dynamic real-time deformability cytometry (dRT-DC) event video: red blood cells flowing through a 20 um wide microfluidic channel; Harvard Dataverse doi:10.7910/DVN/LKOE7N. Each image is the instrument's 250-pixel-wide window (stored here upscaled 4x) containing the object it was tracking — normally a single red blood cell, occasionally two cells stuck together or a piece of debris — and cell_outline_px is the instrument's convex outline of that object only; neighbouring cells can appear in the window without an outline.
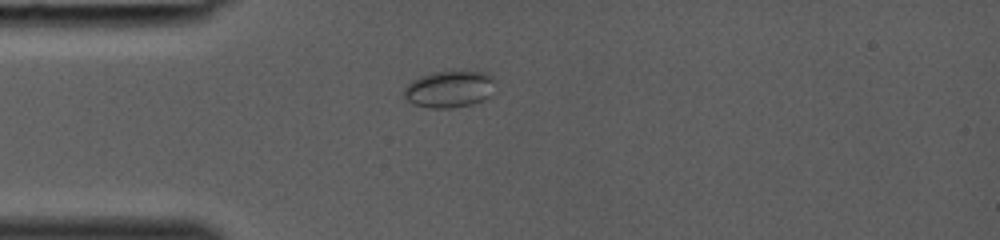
{"species": "common noctule bat (a hibernating species)", "species_latin": "Nyctalus noctula", "temperature_condition": "room temperature", "stored_images_in_passage": 1, "camera_frame_rate_fps": 3000, "um_per_image_px": 0.085, "animal": {"sex": "female", "body_mass_g": 19.0, "forearm_length_mm": 53.3}, "frame": {"image": 1, "passage_image": 1, "time_ms": 0.0, "image_size_px": [1000, 240], "cell_outline_px": [[492, 80], [488, 96], [484, 100], [472, 104], [452, 108], [428, 108], [412, 104], [404, 96], [404, 88], [412, 80], [420, 76], [432, 72], [460, 68], [464, 68], [488, 72], [492, 76]], "centroid_in_image_um": [38.17, 7.52], "position_along_channel_um": 46.8, "area_um2": 20.11}}